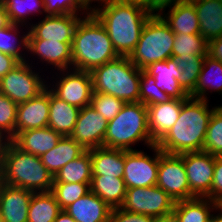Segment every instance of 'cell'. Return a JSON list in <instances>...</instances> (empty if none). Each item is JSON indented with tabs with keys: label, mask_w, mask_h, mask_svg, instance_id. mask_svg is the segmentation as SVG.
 Wrapping results in <instances>:
<instances>
[{
	"label": "cell",
	"mask_w": 222,
	"mask_h": 222,
	"mask_svg": "<svg viewBox=\"0 0 222 222\" xmlns=\"http://www.w3.org/2000/svg\"><path fill=\"white\" fill-rule=\"evenodd\" d=\"M208 101L188 97L182 99L179 117L172 128L156 143L167 154L180 155L203 151L207 127L213 110Z\"/></svg>",
	"instance_id": "obj_1"
},
{
	"label": "cell",
	"mask_w": 222,
	"mask_h": 222,
	"mask_svg": "<svg viewBox=\"0 0 222 222\" xmlns=\"http://www.w3.org/2000/svg\"><path fill=\"white\" fill-rule=\"evenodd\" d=\"M101 5L92 7L91 12L105 27L118 55L129 56L152 14L144 7L119 0H102Z\"/></svg>",
	"instance_id": "obj_2"
},
{
	"label": "cell",
	"mask_w": 222,
	"mask_h": 222,
	"mask_svg": "<svg viewBox=\"0 0 222 222\" xmlns=\"http://www.w3.org/2000/svg\"><path fill=\"white\" fill-rule=\"evenodd\" d=\"M72 47V69L93 71L119 55L103 24L89 12L76 26Z\"/></svg>",
	"instance_id": "obj_3"
},
{
	"label": "cell",
	"mask_w": 222,
	"mask_h": 222,
	"mask_svg": "<svg viewBox=\"0 0 222 222\" xmlns=\"http://www.w3.org/2000/svg\"><path fill=\"white\" fill-rule=\"evenodd\" d=\"M1 183L28 189L32 192L51 191L54 177L43 165L39 156L26 153L12 141L2 155Z\"/></svg>",
	"instance_id": "obj_4"
},
{
	"label": "cell",
	"mask_w": 222,
	"mask_h": 222,
	"mask_svg": "<svg viewBox=\"0 0 222 222\" xmlns=\"http://www.w3.org/2000/svg\"><path fill=\"white\" fill-rule=\"evenodd\" d=\"M90 74L94 92L113 95L125 103L140 102L141 69L128 56H118Z\"/></svg>",
	"instance_id": "obj_5"
},
{
	"label": "cell",
	"mask_w": 222,
	"mask_h": 222,
	"mask_svg": "<svg viewBox=\"0 0 222 222\" xmlns=\"http://www.w3.org/2000/svg\"><path fill=\"white\" fill-rule=\"evenodd\" d=\"M139 141L148 148L156 144L148 129L147 106L141 102L125 103L118 115L108 121L103 147L129 151L135 150L132 146Z\"/></svg>",
	"instance_id": "obj_6"
},
{
	"label": "cell",
	"mask_w": 222,
	"mask_h": 222,
	"mask_svg": "<svg viewBox=\"0 0 222 222\" xmlns=\"http://www.w3.org/2000/svg\"><path fill=\"white\" fill-rule=\"evenodd\" d=\"M175 34L159 15H152L143 27L140 39L128 56L139 69L172 58Z\"/></svg>",
	"instance_id": "obj_7"
},
{
	"label": "cell",
	"mask_w": 222,
	"mask_h": 222,
	"mask_svg": "<svg viewBox=\"0 0 222 222\" xmlns=\"http://www.w3.org/2000/svg\"><path fill=\"white\" fill-rule=\"evenodd\" d=\"M30 66L29 60L20 62L0 79V92L17 105L38 96L49 85L39 72L36 73Z\"/></svg>",
	"instance_id": "obj_8"
},
{
	"label": "cell",
	"mask_w": 222,
	"mask_h": 222,
	"mask_svg": "<svg viewBox=\"0 0 222 222\" xmlns=\"http://www.w3.org/2000/svg\"><path fill=\"white\" fill-rule=\"evenodd\" d=\"M153 158L143 151H125V166L123 180L128 188H145L156 185L160 160V149L155 144L149 147Z\"/></svg>",
	"instance_id": "obj_9"
},
{
	"label": "cell",
	"mask_w": 222,
	"mask_h": 222,
	"mask_svg": "<svg viewBox=\"0 0 222 222\" xmlns=\"http://www.w3.org/2000/svg\"><path fill=\"white\" fill-rule=\"evenodd\" d=\"M175 201L157 185L128 188L122 209L154 218L173 212Z\"/></svg>",
	"instance_id": "obj_10"
},
{
	"label": "cell",
	"mask_w": 222,
	"mask_h": 222,
	"mask_svg": "<svg viewBox=\"0 0 222 222\" xmlns=\"http://www.w3.org/2000/svg\"><path fill=\"white\" fill-rule=\"evenodd\" d=\"M69 70V71H68ZM62 71V72H61ZM61 77L48 89L58 98L82 109L91 104L93 85L90 72L72 68L60 70ZM60 79V80H59ZM51 87V88H50Z\"/></svg>",
	"instance_id": "obj_11"
},
{
	"label": "cell",
	"mask_w": 222,
	"mask_h": 222,
	"mask_svg": "<svg viewBox=\"0 0 222 222\" xmlns=\"http://www.w3.org/2000/svg\"><path fill=\"white\" fill-rule=\"evenodd\" d=\"M156 185L175 202L196 198L190 191L183 159L179 155L167 154L160 150Z\"/></svg>",
	"instance_id": "obj_12"
},
{
	"label": "cell",
	"mask_w": 222,
	"mask_h": 222,
	"mask_svg": "<svg viewBox=\"0 0 222 222\" xmlns=\"http://www.w3.org/2000/svg\"><path fill=\"white\" fill-rule=\"evenodd\" d=\"M183 159L191 193L206 198L212 186L215 156L206 151L187 152L179 155Z\"/></svg>",
	"instance_id": "obj_13"
},
{
	"label": "cell",
	"mask_w": 222,
	"mask_h": 222,
	"mask_svg": "<svg viewBox=\"0 0 222 222\" xmlns=\"http://www.w3.org/2000/svg\"><path fill=\"white\" fill-rule=\"evenodd\" d=\"M108 121L91 105L80 109L73 133L70 135L86 150L103 147Z\"/></svg>",
	"instance_id": "obj_14"
},
{
	"label": "cell",
	"mask_w": 222,
	"mask_h": 222,
	"mask_svg": "<svg viewBox=\"0 0 222 222\" xmlns=\"http://www.w3.org/2000/svg\"><path fill=\"white\" fill-rule=\"evenodd\" d=\"M80 20L81 14L45 15L44 19L35 25L29 23L30 29L28 39L72 42L76 26Z\"/></svg>",
	"instance_id": "obj_15"
},
{
	"label": "cell",
	"mask_w": 222,
	"mask_h": 222,
	"mask_svg": "<svg viewBox=\"0 0 222 222\" xmlns=\"http://www.w3.org/2000/svg\"><path fill=\"white\" fill-rule=\"evenodd\" d=\"M49 89L17 106L15 137L23 131L48 127Z\"/></svg>",
	"instance_id": "obj_16"
},
{
	"label": "cell",
	"mask_w": 222,
	"mask_h": 222,
	"mask_svg": "<svg viewBox=\"0 0 222 222\" xmlns=\"http://www.w3.org/2000/svg\"><path fill=\"white\" fill-rule=\"evenodd\" d=\"M33 192L0 182V216L3 222H28Z\"/></svg>",
	"instance_id": "obj_17"
},
{
	"label": "cell",
	"mask_w": 222,
	"mask_h": 222,
	"mask_svg": "<svg viewBox=\"0 0 222 222\" xmlns=\"http://www.w3.org/2000/svg\"><path fill=\"white\" fill-rule=\"evenodd\" d=\"M72 42L57 40L28 39V54L31 52L43 63L53 65L60 71L72 67Z\"/></svg>",
	"instance_id": "obj_18"
},
{
	"label": "cell",
	"mask_w": 222,
	"mask_h": 222,
	"mask_svg": "<svg viewBox=\"0 0 222 222\" xmlns=\"http://www.w3.org/2000/svg\"><path fill=\"white\" fill-rule=\"evenodd\" d=\"M182 100L171 98L167 102L147 106L148 129L152 140L157 143L176 123Z\"/></svg>",
	"instance_id": "obj_19"
},
{
	"label": "cell",
	"mask_w": 222,
	"mask_h": 222,
	"mask_svg": "<svg viewBox=\"0 0 222 222\" xmlns=\"http://www.w3.org/2000/svg\"><path fill=\"white\" fill-rule=\"evenodd\" d=\"M144 70L155 78L156 87L170 98L182 100L189 97L179 84L182 71L177 67L175 58L152 63Z\"/></svg>",
	"instance_id": "obj_20"
},
{
	"label": "cell",
	"mask_w": 222,
	"mask_h": 222,
	"mask_svg": "<svg viewBox=\"0 0 222 222\" xmlns=\"http://www.w3.org/2000/svg\"><path fill=\"white\" fill-rule=\"evenodd\" d=\"M76 222H110L112 208L92 191L64 209Z\"/></svg>",
	"instance_id": "obj_21"
},
{
	"label": "cell",
	"mask_w": 222,
	"mask_h": 222,
	"mask_svg": "<svg viewBox=\"0 0 222 222\" xmlns=\"http://www.w3.org/2000/svg\"><path fill=\"white\" fill-rule=\"evenodd\" d=\"M200 22V35L209 43L222 36V0H190Z\"/></svg>",
	"instance_id": "obj_22"
},
{
	"label": "cell",
	"mask_w": 222,
	"mask_h": 222,
	"mask_svg": "<svg viewBox=\"0 0 222 222\" xmlns=\"http://www.w3.org/2000/svg\"><path fill=\"white\" fill-rule=\"evenodd\" d=\"M62 135L50 127L20 132L12 142L26 153L41 156L53 149Z\"/></svg>",
	"instance_id": "obj_23"
},
{
	"label": "cell",
	"mask_w": 222,
	"mask_h": 222,
	"mask_svg": "<svg viewBox=\"0 0 222 222\" xmlns=\"http://www.w3.org/2000/svg\"><path fill=\"white\" fill-rule=\"evenodd\" d=\"M159 16L174 34H200V22L194 4L190 0L177 3Z\"/></svg>",
	"instance_id": "obj_24"
},
{
	"label": "cell",
	"mask_w": 222,
	"mask_h": 222,
	"mask_svg": "<svg viewBox=\"0 0 222 222\" xmlns=\"http://www.w3.org/2000/svg\"><path fill=\"white\" fill-rule=\"evenodd\" d=\"M92 175L123 178L125 150L97 147L90 149Z\"/></svg>",
	"instance_id": "obj_25"
},
{
	"label": "cell",
	"mask_w": 222,
	"mask_h": 222,
	"mask_svg": "<svg viewBox=\"0 0 222 222\" xmlns=\"http://www.w3.org/2000/svg\"><path fill=\"white\" fill-rule=\"evenodd\" d=\"M85 151L86 149L71 136H62L53 149L40 156V160L54 177L62 167Z\"/></svg>",
	"instance_id": "obj_26"
},
{
	"label": "cell",
	"mask_w": 222,
	"mask_h": 222,
	"mask_svg": "<svg viewBox=\"0 0 222 222\" xmlns=\"http://www.w3.org/2000/svg\"><path fill=\"white\" fill-rule=\"evenodd\" d=\"M48 127L62 136H70L75 128L80 109L61 100L49 90Z\"/></svg>",
	"instance_id": "obj_27"
},
{
	"label": "cell",
	"mask_w": 222,
	"mask_h": 222,
	"mask_svg": "<svg viewBox=\"0 0 222 222\" xmlns=\"http://www.w3.org/2000/svg\"><path fill=\"white\" fill-rule=\"evenodd\" d=\"M219 92L222 95V62L212 58L208 54L205 56L203 66L198 78L197 85L189 97L199 98L208 101L206 94Z\"/></svg>",
	"instance_id": "obj_28"
},
{
	"label": "cell",
	"mask_w": 222,
	"mask_h": 222,
	"mask_svg": "<svg viewBox=\"0 0 222 222\" xmlns=\"http://www.w3.org/2000/svg\"><path fill=\"white\" fill-rule=\"evenodd\" d=\"M91 191L111 208L121 207L126 196L123 178L114 176L92 175Z\"/></svg>",
	"instance_id": "obj_29"
},
{
	"label": "cell",
	"mask_w": 222,
	"mask_h": 222,
	"mask_svg": "<svg viewBox=\"0 0 222 222\" xmlns=\"http://www.w3.org/2000/svg\"><path fill=\"white\" fill-rule=\"evenodd\" d=\"M219 204L208 198H193L175 202L174 212L180 222H210L211 215Z\"/></svg>",
	"instance_id": "obj_30"
},
{
	"label": "cell",
	"mask_w": 222,
	"mask_h": 222,
	"mask_svg": "<svg viewBox=\"0 0 222 222\" xmlns=\"http://www.w3.org/2000/svg\"><path fill=\"white\" fill-rule=\"evenodd\" d=\"M92 165L90 149L78 158L62 167L54 176V183H84L91 184Z\"/></svg>",
	"instance_id": "obj_31"
},
{
	"label": "cell",
	"mask_w": 222,
	"mask_h": 222,
	"mask_svg": "<svg viewBox=\"0 0 222 222\" xmlns=\"http://www.w3.org/2000/svg\"><path fill=\"white\" fill-rule=\"evenodd\" d=\"M61 208L51 191L33 192L28 209V222H54Z\"/></svg>",
	"instance_id": "obj_32"
},
{
	"label": "cell",
	"mask_w": 222,
	"mask_h": 222,
	"mask_svg": "<svg viewBox=\"0 0 222 222\" xmlns=\"http://www.w3.org/2000/svg\"><path fill=\"white\" fill-rule=\"evenodd\" d=\"M23 26L24 25L11 23L9 26L0 29V52L13 56L19 62L27 61L26 57L24 56L26 54H23L22 50L24 49L28 51L29 28L25 34L22 36L19 35L18 37V34L20 33L18 27Z\"/></svg>",
	"instance_id": "obj_33"
},
{
	"label": "cell",
	"mask_w": 222,
	"mask_h": 222,
	"mask_svg": "<svg viewBox=\"0 0 222 222\" xmlns=\"http://www.w3.org/2000/svg\"><path fill=\"white\" fill-rule=\"evenodd\" d=\"M207 54L208 42L200 34H175L172 58L183 60L191 55L206 56Z\"/></svg>",
	"instance_id": "obj_34"
},
{
	"label": "cell",
	"mask_w": 222,
	"mask_h": 222,
	"mask_svg": "<svg viewBox=\"0 0 222 222\" xmlns=\"http://www.w3.org/2000/svg\"><path fill=\"white\" fill-rule=\"evenodd\" d=\"M13 24L28 25L29 15L45 13L43 0H0ZM42 10V11H41Z\"/></svg>",
	"instance_id": "obj_35"
},
{
	"label": "cell",
	"mask_w": 222,
	"mask_h": 222,
	"mask_svg": "<svg viewBox=\"0 0 222 222\" xmlns=\"http://www.w3.org/2000/svg\"><path fill=\"white\" fill-rule=\"evenodd\" d=\"M205 56H195L176 60L177 67L182 71L179 77V84L182 89L190 95L198 82Z\"/></svg>",
	"instance_id": "obj_36"
},
{
	"label": "cell",
	"mask_w": 222,
	"mask_h": 222,
	"mask_svg": "<svg viewBox=\"0 0 222 222\" xmlns=\"http://www.w3.org/2000/svg\"><path fill=\"white\" fill-rule=\"evenodd\" d=\"M203 151L222 156V105L216 106L207 127Z\"/></svg>",
	"instance_id": "obj_37"
},
{
	"label": "cell",
	"mask_w": 222,
	"mask_h": 222,
	"mask_svg": "<svg viewBox=\"0 0 222 222\" xmlns=\"http://www.w3.org/2000/svg\"><path fill=\"white\" fill-rule=\"evenodd\" d=\"M91 184L53 183L51 192L59 203L61 210L91 191Z\"/></svg>",
	"instance_id": "obj_38"
},
{
	"label": "cell",
	"mask_w": 222,
	"mask_h": 222,
	"mask_svg": "<svg viewBox=\"0 0 222 222\" xmlns=\"http://www.w3.org/2000/svg\"><path fill=\"white\" fill-rule=\"evenodd\" d=\"M155 78L141 70L140 102L146 106L167 102L171 98L155 85Z\"/></svg>",
	"instance_id": "obj_39"
},
{
	"label": "cell",
	"mask_w": 222,
	"mask_h": 222,
	"mask_svg": "<svg viewBox=\"0 0 222 222\" xmlns=\"http://www.w3.org/2000/svg\"><path fill=\"white\" fill-rule=\"evenodd\" d=\"M17 104L0 92V132L10 141L15 138Z\"/></svg>",
	"instance_id": "obj_40"
},
{
	"label": "cell",
	"mask_w": 222,
	"mask_h": 222,
	"mask_svg": "<svg viewBox=\"0 0 222 222\" xmlns=\"http://www.w3.org/2000/svg\"><path fill=\"white\" fill-rule=\"evenodd\" d=\"M124 104L123 100L113 95L93 91L90 105L104 116L105 120L110 121L118 115Z\"/></svg>",
	"instance_id": "obj_41"
},
{
	"label": "cell",
	"mask_w": 222,
	"mask_h": 222,
	"mask_svg": "<svg viewBox=\"0 0 222 222\" xmlns=\"http://www.w3.org/2000/svg\"><path fill=\"white\" fill-rule=\"evenodd\" d=\"M43 2L46 16L63 14L78 15V13L83 10L84 12L81 13L82 15L83 13L84 15L89 13L78 0H43Z\"/></svg>",
	"instance_id": "obj_42"
},
{
	"label": "cell",
	"mask_w": 222,
	"mask_h": 222,
	"mask_svg": "<svg viewBox=\"0 0 222 222\" xmlns=\"http://www.w3.org/2000/svg\"><path fill=\"white\" fill-rule=\"evenodd\" d=\"M206 198L217 202L219 205L222 204V156H215L211 191Z\"/></svg>",
	"instance_id": "obj_43"
},
{
	"label": "cell",
	"mask_w": 222,
	"mask_h": 222,
	"mask_svg": "<svg viewBox=\"0 0 222 222\" xmlns=\"http://www.w3.org/2000/svg\"><path fill=\"white\" fill-rule=\"evenodd\" d=\"M154 217L128 212L121 207L112 208L110 222H155Z\"/></svg>",
	"instance_id": "obj_44"
},
{
	"label": "cell",
	"mask_w": 222,
	"mask_h": 222,
	"mask_svg": "<svg viewBox=\"0 0 222 222\" xmlns=\"http://www.w3.org/2000/svg\"><path fill=\"white\" fill-rule=\"evenodd\" d=\"M19 63L13 56L0 52V79Z\"/></svg>",
	"instance_id": "obj_45"
},
{
	"label": "cell",
	"mask_w": 222,
	"mask_h": 222,
	"mask_svg": "<svg viewBox=\"0 0 222 222\" xmlns=\"http://www.w3.org/2000/svg\"><path fill=\"white\" fill-rule=\"evenodd\" d=\"M183 1L186 0H151V14L159 15L160 13H164L167 7L171 8Z\"/></svg>",
	"instance_id": "obj_46"
},
{
	"label": "cell",
	"mask_w": 222,
	"mask_h": 222,
	"mask_svg": "<svg viewBox=\"0 0 222 222\" xmlns=\"http://www.w3.org/2000/svg\"><path fill=\"white\" fill-rule=\"evenodd\" d=\"M208 55L222 62V36L208 43Z\"/></svg>",
	"instance_id": "obj_47"
},
{
	"label": "cell",
	"mask_w": 222,
	"mask_h": 222,
	"mask_svg": "<svg viewBox=\"0 0 222 222\" xmlns=\"http://www.w3.org/2000/svg\"><path fill=\"white\" fill-rule=\"evenodd\" d=\"M11 24L8 13L4 5L0 2V29L7 27Z\"/></svg>",
	"instance_id": "obj_48"
},
{
	"label": "cell",
	"mask_w": 222,
	"mask_h": 222,
	"mask_svg": "<svg viewBox=\"0 0 222 222\" xmlns=\"http://www.w3.org/2000/svg\"><path fill=\"white\" fill-rule=\"evenodd\" d=\"M155 222H180V219L178 218L177 214L173 211L169 214L157 217L155 219Z\"/></svg>",
	"instance_id": "obj_49"
},
{
	"label": "cell",
	"mask_w": 222,
	"mask_h": 222,
	"mask_svg": "<svg viewBox=\"0 0 222 222\" xmlns=\"http://www.w3.org/2000/svg\"><path fill=\"white\" fill-rule=\"evenodd\" d=\"M128 4H136L141 7H144L151 13V0H119Z\"/></svg>",
	"instance_id": "obj_50"
},
{
	"label": "cell",
	"mask_w": 222,
	"mask_h": 222,
	"mask_svg": "<svg viewBox=\"0 0 222 222\" xmlns=\"http://www.w3.org/2000/svg\"><path fill=\"white\" fill-rule=\"evenodd\" d=\"M54 222H76L66 211L61 210Z\"/></svg>",
	"instance_id": "obj_51"
},
{
	"label": "cell",
	"mask_w": 222,
	"mask_h": 222,
	"mask_svg": "<svg viewBox=\"0 0 222 222\" xmlns=\"http://www.w3.org/2000/svg\"><path fill=\"white\" fill-rule=\"evenodd\" d=\"M9 141L10 140L0 132V160Z\"/></svg>",
	"instance_id": "obj_52"
},
{
	"label": "cell",
	"mask_w": 222,
	"mask_h": 222,
	"mask_svg": "<svg viewBox=\"0 0 222 222\" xmlns=\"http://www.w3.org/2000/svg\"><path fill=\"white\" fill-rule=\"evenodd\" d=\"M219 211L217 215L212 214L210 218V222H222V204H220L216 209L215 212Z\"/></svg>",
	"instance_id": "obj_53"
},
{
	"label": "cell",
	"mask_w": 222,
	"mask_h": 222,
	"mask_svg": "<svg viewBox=\"0 0 222 222\" xmlns=\"http://www.w3.org/2000/svg\"><path fill=\"white\" fill-rule=\"evenodd\" d=\"M89 12H91L92 11V8H91V3L92 2H97V3H99L100 4V2L102 1V0H78Z\"/></svg>",
	"instance_id": "obj_54"
},
{
	"label": "cell",
	"mask_w": 222,
	"mask_h": 222,
	"mask_svg": "<svg viewBox=\"0 0 222 222\" xmlns=\"http://www.w3.org/2000/svg\"><path fill=\"white\" fill-rule=\"evenodd\" d=\"M0 163H1V160H0ZM0 182H1V169H0Z\"/></svg>",
	"instance_id": "obj_55"
}]
</instances>
